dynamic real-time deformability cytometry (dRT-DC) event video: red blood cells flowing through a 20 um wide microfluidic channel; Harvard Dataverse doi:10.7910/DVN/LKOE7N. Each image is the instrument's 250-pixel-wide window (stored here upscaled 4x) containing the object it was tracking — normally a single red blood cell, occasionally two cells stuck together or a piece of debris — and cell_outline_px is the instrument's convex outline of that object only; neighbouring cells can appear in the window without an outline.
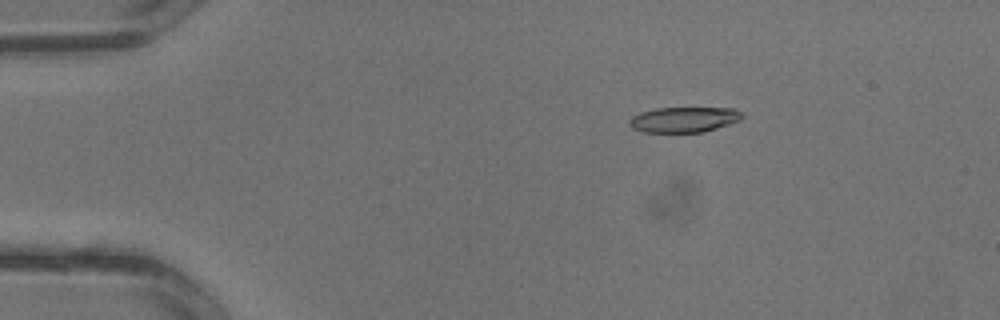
{"species": "common noctule bat (a hibernating species)", "species_latin": "Nyctalus noctula", "temperature_condition": "warm", "stored_images_in_passage": 3, "camera_frame_rate_fps": 3000, "um_per_image_px": 0.085, "animal": {"sex": "male", "body_mass_g": 13.3}, "frame": {"image": 1, "passage_image": 2, "time_ms": 0.333, "image_size_px": [1000, 320], "cell_outline_px": [[744, 116], [740, 120], [704, 132], [640, 132], [632, 128], [628, 124], [628, 120], [632, 116], [640, 112], [656, 108], [736, 108]], "centroid_in_image_um": [58.1, 10.16], "position_along_channel_um": 26.9, "area_um2": 16.76}}